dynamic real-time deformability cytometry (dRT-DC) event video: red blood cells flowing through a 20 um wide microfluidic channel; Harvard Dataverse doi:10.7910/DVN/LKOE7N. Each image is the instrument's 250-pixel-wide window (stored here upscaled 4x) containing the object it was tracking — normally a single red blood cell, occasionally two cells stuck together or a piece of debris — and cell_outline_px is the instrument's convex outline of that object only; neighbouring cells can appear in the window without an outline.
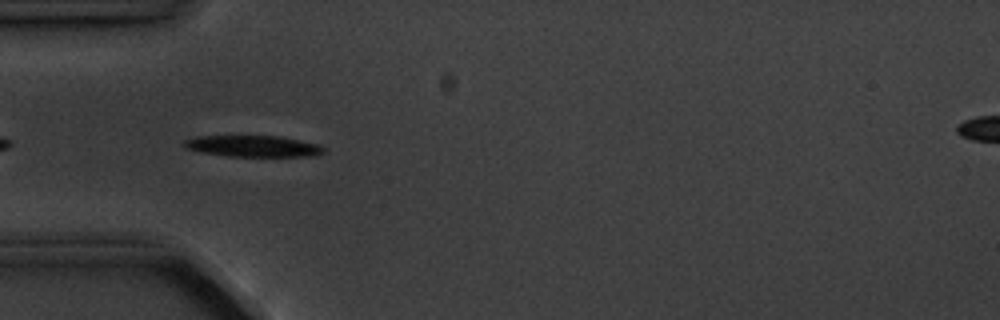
{"species": "common noctule bat (a hibernating species)", "species_latin": "Nyctalus noctula", "temperature_condition": "cold", "stored_images_in_passage": 6, "camera_frame_rate_fps": 3000, "um_per_image_px": 0.085, "animal": {"sex": "male", "body_mass_g": 20.1, "forearm_length_mm": 53.5}, "frame": {"image": 1, "passage_image": 5, "time_ms": 4.667, "image_size_px": [1000, 320], "cell_outline_px": [[324, 152], [316, 156], [228, 156], [200, 152], [184, 148], [180, 144], [184, 140], [196, 136], [280, 136], [320, 144], [324, 148]], "centroid_in_image_um": [21.48, 12.42], "position_along_channel_um": 63.5, "area_um2": 17.51}}
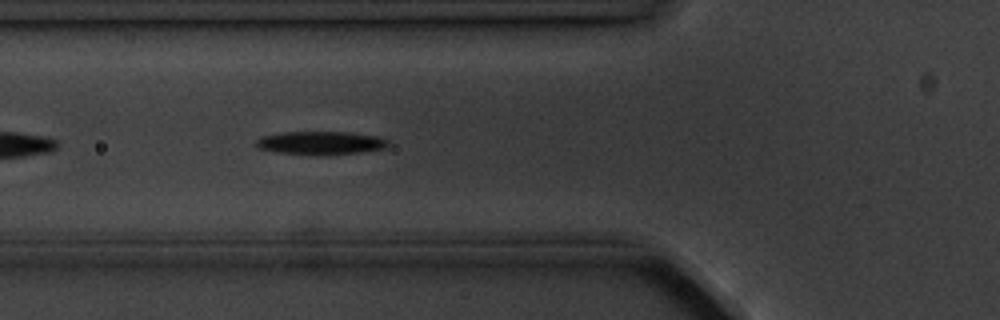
{"frame": {"image": 2, "passage_image": 6, "time_ms": 5.667, "image_size_px": [1000, 320], "cell_outline_px": [[388, 144], [384, 148], [360, 152], [324, 156], [320, 156], [276, 152], [256, 148], [252, 144], [256, 140], [264, 136], [284, 132], [348, 132], [380, 136], [388, 140]], "centroid_in_image_um": [27.23, 12.16], "position_along_channel_um": 98.6, "area_um2": 18.21}}